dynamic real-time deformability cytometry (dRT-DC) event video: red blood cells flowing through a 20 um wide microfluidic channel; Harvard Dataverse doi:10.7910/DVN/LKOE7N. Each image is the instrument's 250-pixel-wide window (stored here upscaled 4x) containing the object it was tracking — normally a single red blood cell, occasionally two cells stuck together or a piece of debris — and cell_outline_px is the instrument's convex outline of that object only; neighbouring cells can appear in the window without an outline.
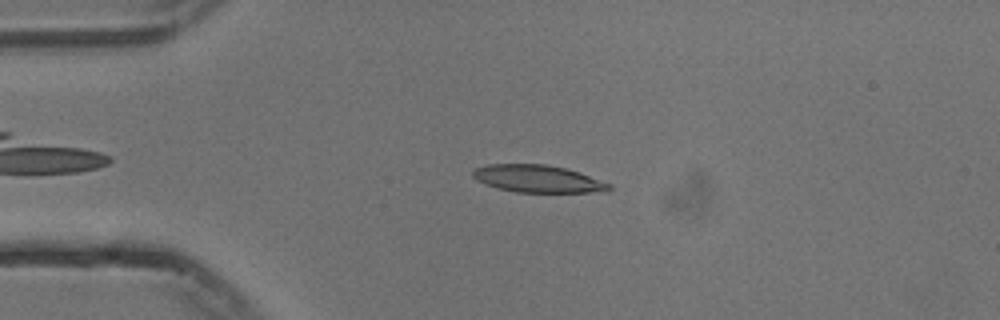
{"species": "common noctule bat (a hibernating species)", "species_latin": "Nyctalus noctula", "temperature_condition": "cold", "stored_images_in_passage": 54, "camera_frame_rate_fps": 3000, "um_per_image_px": 0.085, "animal": {"sex": "male", "body_mass_g": 13.3}, "frame": {"image": 1, "passage_image": 12, "time_ms": 3.667, "image_size_px": [1000, 320], "cell_outline_px": [[612, 188], [608, 192], [516, 192], [500, 188], [476, 180], [472, 176], [472, 172], [476, 168], [488, 164], [548, 164], [580, 172], [612, 184]], "centroid_in_image_um": [45.78, 15.19], "position_along_channel_um": 39.2, "area_um2": 21.73}}
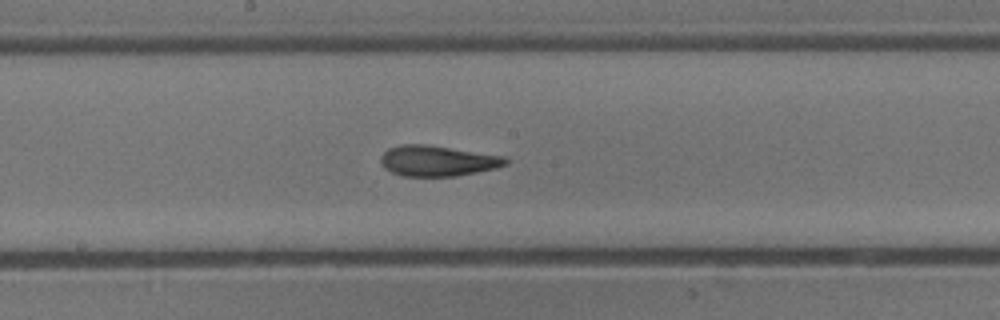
{"frame": {"image": 2, "passage_image": 28, "time_ms": 9.0, "image_size_px": [1000, 320], "cell_outline_px": [[508, 164], [496, 168], [456, 176], [404, 176], [392, 172], [384, 168], [380, 160], [380, 156], [388, 148], [400, 144], [424, 144], [508, 156]], "centroid_in_image_um": [37.21, 13.66], "position_along_channel_um": 211.0, "area_um2": 22.43}}
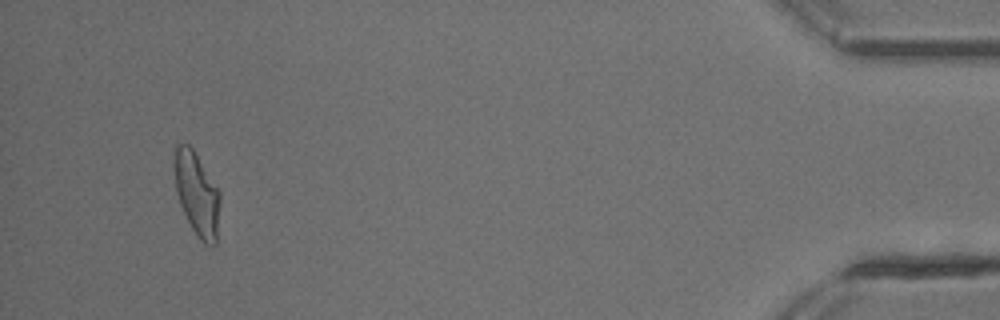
{"frame": {"image": 3, "passage_image": 51, "time_ms": 16.667, "image_size_px": [1000, 320], "cell_outline_px": [[220, 200], [216, 244], [204, 244], [196, 236], [180, 204], [176, 192], [176, 144], [188, 144], [192, 148], [220, 192]], "centroid_in_image_um": [16.77, 16.54], "position_along_channel_um": 418.4, "area_um2": 21.5}, "authors_computed_cell_mechanics": {"area_um2": 21.9062, "velocity_mm_per_s": 3.7412, "shape_relaxation_time_tau1_ms": null, "shape_relaxation_time_tau2_ms": 2.5053, "deformation_change_tau1": null, "deformation_change_tau2": 0.1114}}